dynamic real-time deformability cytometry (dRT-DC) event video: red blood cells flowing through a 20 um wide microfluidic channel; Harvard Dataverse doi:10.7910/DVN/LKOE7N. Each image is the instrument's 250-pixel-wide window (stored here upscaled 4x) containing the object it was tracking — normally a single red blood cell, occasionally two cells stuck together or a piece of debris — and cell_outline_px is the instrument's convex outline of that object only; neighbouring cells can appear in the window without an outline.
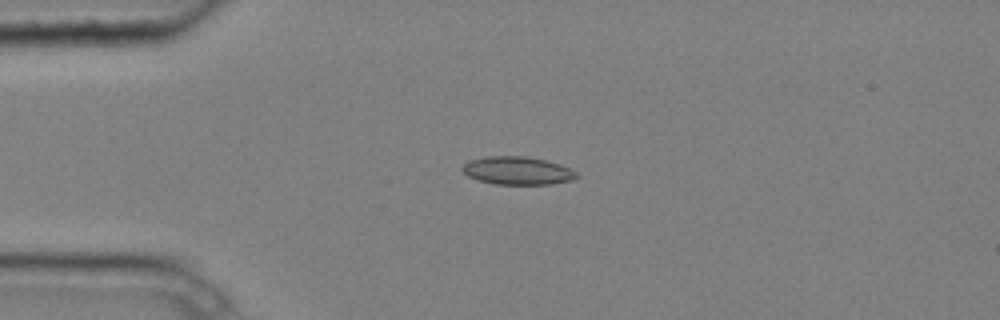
{"species": "common noctule bat (a hibernating species)", "species_latin": "Nyctalus noctula", "temperature_condition": "cold", "stored_images_in_passage": 5, "camera_frame_rate_fps": 3000, "um_per_image_px": 0.085, "animal": {"sex": "male", "body_mass_g": 20.4}, "frame": {"image": 1, "passage_image": 4, "time_ms": 1.0, "image_size_px": [1000, 320], "cell_outline_px": [[580, 176], [572, 180], [552, 184], [496, 184], [480, 180], [468, 176], [460, 168], [468, 160], [488, 156], [524, 156], [544, 160], [560, 164], [576, 172]], "centroid_in_image_um": [43.98, 14.5], "position_along_channel_um": 41.0, "area_um2": 18.55}}